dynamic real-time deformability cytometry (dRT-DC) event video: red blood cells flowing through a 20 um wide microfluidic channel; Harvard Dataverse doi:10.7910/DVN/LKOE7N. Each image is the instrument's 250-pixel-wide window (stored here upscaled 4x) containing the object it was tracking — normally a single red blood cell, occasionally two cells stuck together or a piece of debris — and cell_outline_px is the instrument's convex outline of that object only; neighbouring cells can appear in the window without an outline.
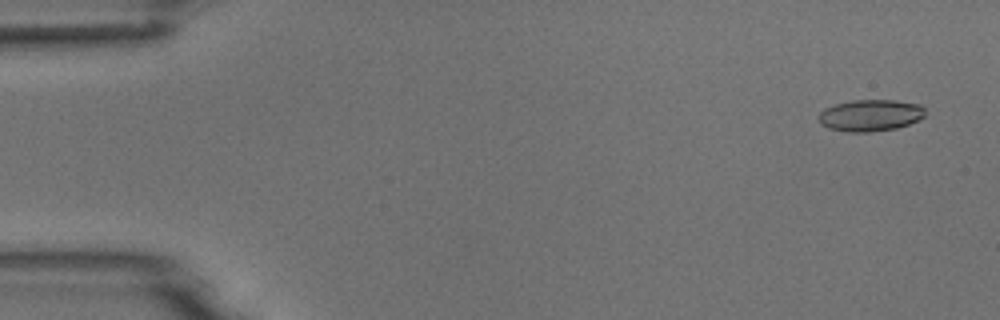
{"species": "common noctule bat (a hibernating species)", "species_latin": "Nyctalus noctula", "temperature_condition": "room temperature", "stored_images_in_passage": 4, "camera_frame_rate_fps": 3000, "um_per_image_px": 0.085, "animal": {"sex": "male", "body_mass_g": 18.8}, "frame": {"image": 1, "passage_image": 1, "time_ms": 0.0, "image_size_px": [1000, 320], "cell_outline_px": [[924, 116], [908, 124], [896, 128], [868, 132], [848, 132], [828, 128], [820, 124], [820, 112], [824, 108], [836, 104], [852, 100], [896, 100], [920, 104], [924, 108]], "centroid_in_image_um": [73.97, 9.8], "position_along_channel_um": 11.0, "area_um2": 19.54}}